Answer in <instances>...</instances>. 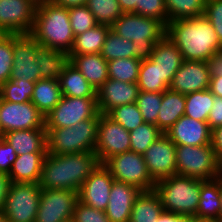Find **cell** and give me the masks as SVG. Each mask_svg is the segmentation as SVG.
I'll use <instances>...</instances> for the list:
<instances>
[{
	"mask_svg": "<svg viewBox=\"0 0 222 222\" xmlns=\"http://www.w3.org/2000/svg\"><path fill=\"white\" fill-rule=\"evenodd\" d=\"M101 164L95 152L45 156L39 185L43 189L79 191L84 181Z\"/></svg>",
	"mask_w": 222,
	"mask_h": 222,
	"instance_id": "1",
	"label": "cell"
},
{
	"mask_svg": "<svg viewBox=\"0 0 222 222\" xmlns=\"http://www.w3.org/2000/svg\"><path fill=\"white\" fill-rule=\"evenodd\" d=\"M166 36L188 61H207L222 49L214 27L204 15L168 22Z\"/></svg>",
	"mask_w": 222,
	"mask_h": 222,
	"instance_id": "2",
	"label": "cell"
},
{
	"mask_svg": "<svg viewBox=\"0 0 222 222\" xmlns=\"http://www.w3.org/2000/svg\"><path fill=\"white\" fill-rule=\"evenodd\" d=\"M30 34L41 46L69 53L75 37L70 26L69 9L50 0L38 4Z\"/></svg>",
	"mask_w": 222,
	"mask_h": 222,
	"instance_id": "3",
	"label": "cell"
},
{
	"mask_svg": "<svg viewBox=\"0 0 222 222\" xmlns=\"http://www.w3.org/2000/svg\"><path fill=\"white\" fill-rule=\"evenodd\" d=\"M111 30L133 41L135 58L141 61L149 59L155 44L166 36V25L163 22L135 13H123L113 23Z\"/></svg>",
	"mask_w": 222,
	"mask_h": 222,
	"instance_id": "4",
	"label": "cell"
},
{
	"mask_svg": "<svg viewBox=\"0 0 222 222\" xmlns=\"http://www.w3.org/2000/svg\"><path fill=\"white\" fill-rule=\"evenodd\" d=\"M154 190L160 196L165 211L182 215H196L201 179L175 174L156 182Z\"/></svg>",
	"mask_w": 222,
	"mask_h": 222,
	"instance_id": "5",
	"label": "cell"
},
{
	"mask_svg": "<svg viewBox=\"0 0 222 222\" xmlns=\"http://www.w3.org/2000/svg\"><path fill=\"white\" fill-rule=\"evenodd\" d=\"M100 118H90L72 127L46 129L47 154L94 152Z\"/></svg>",
	"mask_w": 222,
	"mask_h": 222,
	"instance_id": "6",
	"label": "cell"
},
{
	"mask_svg": "<svg viewBox=\"0 0 222 222\" xmlns=\"http://www.w3.org/2000/svg\"><path fill=\"white\" fill-rule=\"evenodd\" d=\"M176 173L204 181L217 178L219 160L212 144L176 146Z\"/></svg>",
	"mask_w": 222,
	"mask_h": 222,
	"instance_id": "7",
	"label": "cell"
},
{
	"mask_svg": "<svg viewBox=\"0 0 222 222\" xmlns=\"http://www.w3.org/2000/svg\"><path fill=\"white\" fill-rule=\"evenodd\" d=\"M40 197L39 183L11 182L2 212L8 222H35Z\"/></svg>",
	"mask_w": 222,
	"mask_h": 222,
	"instance_id": "8",
	"label": "cell"
},
{
	"mask_svg": "<svg viewBox=\"0 0 222 222\" xmlns=\"http://www.w3.org/2000/svg\"><path fill=\"white\" fill-rule=\"evenodd\" d=\"M103 165L112 177L120 182L136 186L141 191H152L155 182L148 173L142 154L128 151L108 158Z\"/></svg>",
	"mask_w": 222,
	"mask_h": 222,
	"instance_id": "9",
	"label": "cell"
},
{
	"mask_svg": "<svg viewBox=\"0 0 222 222\" xmlns=\"http://www.w3.org/2000/svg\"><path fill=\"white\" fill-rule=\"evenodd\" d=\"M90 118H100L96 98L62 96L60 102L45 117V128L72 127Z\"/></svg>",
	"mask_w": 222,
	"mask_h": 222,
	"instance_id": "10",
	"label": "cell"
},
{
	"mask_svg": "<svg viewBox=\"0 0 222 222\" xmlns=\"http://www.w3.org/2000/svg\"><path fill=\"white\" fill-rule=\"evenodd\" d=\"M78 192L68 189H43L35 222H71Z\"/></svg>",
	"mask_w": 222,
	"mask_h": 222,
	"instance_id": "11",
	"label": "cell"
},
{
	"mask_svg": "<svg viewBox=\"0 0 222 222\" xmlns=\"http://www.w3.org/2000/svg\"><path fill=\"white\" fill-rule=\"evenodd\" d=\"M37 5L33 0H0V34H30Z\"/></svg>",
	"mask_w": 222,
	"mask_h": 222,
	"instance_id": "12",
	"label": "cell"
},
{
	"mask_svg": "<svg viewBox=\"0 0 222 222\" xmlns=\"http://www.w3.org/2000/svg\"><path fill=\"white\" fill-rule=\"evenodd\" d=\"M40 128H45V117L31 101L12 103L0 98V129L3 134Z\"/></svg>",
	"mask_w": 222,
	"mask_h": 222,
	"instance_id": "13",
	"label": "cell"
},
{
	"mask_svg": "<svg viewBox=\"0 0 222 222\" xmlns=\"http://www.w3.org/2000/svg\"><path fill=\"white\" fill-rule=\"evenodd\" d=\"M130 151V132L106 114H100L95 153L103 164L108 158Z\"/></svg>",
	"mask_w": 222,
	"mask_h": 222,
	"instance_id": "14",
	"label": "cell"
},
{
	"mask_svg": "<svg viewBox=\"0 0 222 222\" xmlns=\"http://www.w3.org/2000/svg\"><path fill=\"white\" fill-rule=\"evenodd\" d=\"M40 46L31 34H13L14 63L10 80L37 82L40 78L35 51Z\"/></svg>",
	"mask_w": 222,
	"mask_h": 222,
	"instance_id": "15",
	"label": "cell"
},
{
	"mask_svg": "<svg viewBox=\"0 0 222 222\" xmlns=\"http://www.w3.org/2000/svg\"><path fill=\"white\" fill-rule=\"evenodd\" d=\"M149 175L156 183L176 173V145L162 134L142 154Z\"/></svg>",
	"mask_w": 222,
	"mask_h": 222,
	"instance_id": "16",
	"label": "cell"
},
{
	"mask_svg": "<svg viewBox=\"0 0 222 222\" xmlns=\"http://www.w3.org/2000/svg\"><path fill=\"white\" fill-rule=\"evenodd\" d=\"M114 180L110 171L100 164L80 187L79 201L89 207L105 211Z\"/></svg>",
	"mask_w": 222,
	"mask_h": 222,
	"instance_id": "17",
	"label": "cell"
},
{
	"mask_svg": "<svg viewBox=\"0 0 222 222\" xmlns=\"http://www.w3.org/2000/svg\"><path fill=\"white\" fill-rule=\"evenodd\" d=\"M211 76L206 61L184 60L175 73L169 89L180 94H189L209 89Z\"/></svg>",
	"mask_w": 222,
	"mask_h": 222,
	"instance_id": "18",
	"label": "cell"
},
{
	"mask_svg": "<svg viewBox=\"0 0 222 222\" xmlns=\"http://www.w3.org/2000/svg\"><path fill=\"white\" fill-rule=\"evenodd\" d=\"M139 87L137 83H128L116 79H107L96 91L100 114H107L113 108L136 103Z\"/></svg>",
	"mask_w": 222,
	"mask_h": 222,
	"instance_id": "19",
	"label": "cell"
},
{
	"mask_svg": "<svg viewBox=\"0 0 222 222\" xmlns=\"http://www.w3.org/2000/svg\"><path fill=\"white\" fill-rule=\"evenodd\" d=\"M166 135L176 146H204L212 142V129L207 122L183 115Z\"/></svg>",
	"mask_w": 222,
	"mask_h": 222,
	"instance_id": "20",
	"label": "cell"
},
{
	"mask_svg": "<svg viewBox=\"0 0 222 222\" xmlns=\"http://www.w3.org/2000/svg\"><path fill=\"white\" fill-rule=\"evenodd\" d=\"M141 192L134 185L114 180L105 210L110 222H129L134 202Z\"/></svg>",
	"mask_w": 222,
	"mask_h": 222,
	"instance_id": "21",
	"label": "cell"
},
{
	"mask_svg": "<svg viewBox=\"0 0 222 222\" xmlns=\"http://www.w3.org/2000/svg\"><path fill=\"white\" fill-rule=\"evenodd\" d=\"M150 59L158 63L162 70V81L168 86L184 61L177 46L167 36L155 44Z\"/></svg>",
	"mask_w": 222,
	"mask_h": 222,
	"instance_id": "22",
	"label": "cell"
},
{
	"mask_svg": "<svg viewBox=\"0 0 222 222\" xmlns=\"http://www.w3.org/2000/svg\"><path fill=\"white\" fill-rule=\"evenodd\" d=\"M69 62L78 69L97 91L108 77V62L98 54L69 55Z\"/></svg>",
	"mask_w": 222,
	"mask_h": 222,
	"instance_id": "23",
	"label": "cell"
},
{
	"mask_svg": "<svg viewBox=\"0 0 222 222\" xmlns=\"http://www.w3.org/2000/svg\"><path fill=\"white\" fill-rule=\"evenodd\" d=\"M3 139L14 148L17 155L47 152L46 128L6 132Z\"/></svg>",
	"mask_w": 222,
	"mask_h": 222,
	"instance_id": "24",
	"label": "cell"
},
{
	"mask_svg": "<svg viewBox=\"0 0 222 222\" xmlns=\"http://www.w3.org/2000/svg\"><path fill=\"white\" fill-rule=\"evenodd\" d=\"M47 152L17 155L8 176L15 183H39Z\"/></svg>",
	"mask_w": 222,
	"mask_h": 222,
	"instance_id": "25",
	"label": "cell"
},
{
	"mask_svg": "<svg viewBox=\"0 0 222 222\" xmlns=\"http://www.w3.org/2000/svg\"><path fill=\"white\" fill-rule=\"evenodd\" d=\"M185 95L167 89L163 92L162 104L157 118L158 129L166 132L184 115Z\"/></svg>",
	"mask_w": 222,
	"mask_h": 222,
	"instance_id": "26",
	"label": "cell"
},
{
	"mask_svg": "<svg viewBox=\"0 0 222 222\" xmlns=\"http://www.w3.org/2000/svg\"><path fill=\"white\" fill-rule=\"evenodd\" d=\"M58 81L62 96L96 98L94 88L70 62L64 67Z\"/></svg>",
	"mask_w": 222,
	"mask_h": 222,
	"instance_id": "27",
	"label": "cell"
},
{
	"mask_svg": "<svg viewBox=\"0 0 222 222\" xmlns=\"http://www.w3.org/2000/svg\"><path fill=\"white\" fill-rule=\"evenodd\" d=\"M41 79H59L64 67L69 63V55L66 52L39 46L35 51Z\"/></svg>",
	"mask_w": 222,
	"mask_h": 222,
	"instance_id": "28",
	"label": "cell"
},
{
	"mask_svg": "<svg viewBox=\"0 0 222 222\" xmlns=\"http://www.w3.org/2000/svg\"><path fill=\"white\" fill-rule=\"evenodd\" d=\"M61 98L62 93L57 79H39L35 83L31 102L46 117Z\"/></svg>",
	"mask_w": 222,
	"mask_h": 222,
	"instance_id": "29",
	"label": "cell"
},
{
	"mask_svg": "<svg viewBox=\"0 0 222 222\" xmlns=\"http://www.w3.org/2000/svg\"><path fill=\"white\" fill-rule=\"evenodd\" d=\"M219 179L201 180L199 205L196 219L217 220L221 209Z\"/></svg>",
	"mask_w": 222,
	"mask_h": 222,
	"instance_id": "30",
	"label": "cell"
},
{
	"mask_svg": "<svg viewBox=\"0 0 222 222\" xmlns=\"http://www.w3.org/2000/svg\"><path fill=\"white\" fill-rule=\"evenodd\" d=\"M110 29V26L97 24L94 28L76 35L68 55L100 53Z\"/></svg>",
	"mask_w": 222,
	"mask_h": 222,
	"instance_id": "31",
	"label": "cell"
},
{
	"mask_svg": "<svg viewBox=\"0 0 222 222\" xmlns=\"http://www.w3.org/2000/svg\"><path fill=\"white\" fill-rule=\"evenodd\" d=\"M163 210L155 190L142 191L134 202L129 222H156Z\"/></svg>",
	"mask_w": 222,
	"mask_h": 222,
	"instance_id": "32",
	"label": "cell"
},
{
	"mask_svg": "<svg viewBox=\"0 0 222 222\" xmlns=\"http://www.w3.org/2000/svg\"><path fill=\"white\" fill-rule=\"evenodd\" d=\"M214 100L215 96L209 89L186 94L184 115L197 121L207 122Z\"/></svg>",
	"mask_w": 222,
	"mask_h": 222,
	"instance_id": "33",
	"label": "cell"
},
{
	"mask_svg": "<svg viewBox=\"0 0 222 222\" xmlns=\"http://www.w3.org/2000/svg\"><path fill=\"white\" fill-rule=\"evenodd\" d=\"M137 85L139 91L163 93L169 86L162 81V70L150 58L141 61Z\"/></svg>",
	"mask_w": 222,
	"mask_h": 222,
	"instance_id": "34",
	"label": "cell"
},
{
	"mask_svg": "<svg viewBox=\"0 0 222 222\" xmlns=\"http://www.w3.org/2000/svg\"><path fill=\"white\" fill-rule=\"evenodd\" d=\"M100 54L107 62L120 58H135L133 41L118 36L110 29Z\"/></svg>",
	"mask_w": 222,
	"mask_h": 222,
	"instance_id": "35",
	"label": "cell"
},
{
	"mask_svg": "<svg viewBox=\"0 0 222 222\" xmlns=\"http://www.w3.org/2000/svg\"><path fill=\"white\" fill-rule=\"evenodd\" d=\"M206 0H165L168 22L204 15Z\"/></svg>",
	"mask_w": 222,
	"mask_h": 222,
	"instance_id": "36",
	"label": "cell"
},
{
	"mask_svg": "<svg viewBox=\"0 0 222 222\" xmlns=\"http://www.w3.org/2000/svg\"><path fill=\"white\" fill-rule=\"evenodd\" d=\"M141 60L120 58L108 61V77L122 82L137 83Z\"/></svg>",
	"mask_w": 222,
	"mask_h": 222,
	"instance_id": "37",
	"label": "cell"
},
{
	"mask_svg": "<svg viewBox=\"0 0 222 222\" xmlns=\"http://www.w3.org/2000/svg\"><path fill=\"white\" fill-rule=\"evenodd\" d=\"M86 6L100 25L111 27L123 14L118 0H87Z\"/></svg>",
	"mask_w": 222,
	"mask_h": 222,
	"instance_id": "38",
	"label": "cell"
},
{
	"mask_svg": "<svg viewBox=\"0 0 222 222\" xmlns=\"http://www.w3.org/2000/svg\"><path fill=\"white\" fill-rule=\"evenodd\" d=\"M35 82L8 80L0 85V98L12 103H23L31 101Z\"/></svg>",
	"mask_w": 222,
	"mask_h": 222,
	"instance_id": "39",
	"label": "cell"
},
{
	"mask_svg": "<svg viewBox=\"0 0 222 222\" xmlns=\"http://www.w3.org/2000/svg\"><path fill=\"white\" fill-rule=\"evenodd\" d=\"M162 134L155 124L144 122L130 131V151L143 154Z\"/></svg>",
	"mask_w": 222,
	"mask_h": 222,
	"instance_id": "40",
	"label": "cell"
},
{
	"mask_svg": "<svg viewBox=\"0 0 222 222\" xmlns=\"http://www.w3.org/2000/svg\"><path fill=\"white\" fill-rule=\"evenodd\" d=\"M106 115L129 132L144 123L142 114L136 103L117 106Z\"/></svg>",
	"mask_w": 222,
	"mask_h": 222,
	"instance_id": "41",
	"label": "cell"
},
{
	"mask_svg": "<svg viewBox=\"0 0 222 222\" xmlns=\"http://www.w3.org/2000/svg\"><path fill=\"white\" fill-rule=\"evenodd\" d=\"M163 93L139 91L136 104L146 123L157 126V118L162 104Z\"/></svg>",
	"mask_w": 222,
	"mask_h": 222,
	"instance_id": "42",
	"label": "cell"
},
{
	"mask_svg": "<svg viewBox=\"0 0 222 222\" xmlns=\"http://www.w3.org/2000/svg\"><path fill=\"white\" fill-rule=\"evenodd\" d=\"M13 63V34H0V85L10 79Z\"/></svg>",
	"mask_w": 222,
	"mask_h": 222,
	"instance_id": "43",
	"label": "cell"
},
{
	"mask_svg": "<svg viewBox=\"0 0 222 222\" xmlns=\"http://www.w3.org/2000/svg\"><path fill=\"white\" fill-rule=\"evenodd\" d=\"M69 19L74 36L84 33L97 25L94 15L86 5L69 8Z\"/></svg>",
	"mask_w": 222,
	"mask_h": 222,
	"instance_id": "44",
	"label": "cell"
},
{
	"mask_svg": "<svg viewBox=\"0 0 222 222\" xmlns=\"http://www.w3.org/2000/svg\"><path fill=\"white\" fill-rule=\"evenodd\" d=\"M137 14L168 24L165 0H137Z\"/></svg>",
	"mask_w": 222,
	"mask_h": 222,
	"instance_id": "45",
	"label": "cell"
},
{
	"mask_svg": "<svg viewBox=\"0 0 222 222\" xmlns=\"http://www.w3.org/2000/svg\"><path fill=\"white\" fill-rule=\"evenodd\" d=\"M71 222H110V220L105 211L89 207L78 201Z\"/></svg>",
	"mask_w": 222,
	"mask_h": 222,
	"instance_id": "46",
	"label": "cell"
},
{
	"mask_svg": "<svg viewBox=\"0 0 222 222\" xmlns=\"http://www.w3.org/2000/svg\"><path fill=\"white\" fill-rule=\"evenodd\" d=\"M204 16L214 27L222 46V0L206 1Z\"/></svg>",
	"mask_w": 222,
	"mask_h": 222,
	"instance_id": "47",
	"label": "cell"
},
{
	"mask_svg": "<svg viewBox=\"0 0 222 222\" xmlns=\"http://www.w3.org/2000/svg\"><path fill=\"white\" fill-rule=\"evenodd\" d=\"M16 158L17 153L14 148L3 138L0 139V172L9 174Z\"/></svg>",
	"mask_w": 222,
	"mask_h": 222,
	"instance_id": "48",
	"label": "cell"
},
{
	"mask_svg": "<svg viewBox=\"0 0 222 222\" xmlns=\"http://www.w3.org/2000/svg\"><path fill=\"white\" fill-rule=\"evenodd\" d=\"M207 123L210 128H214L222 125V98L215 96L213 107L210 110Z\"/></svg>",
	"mask_w": 222,
	"mask_h": 222,
	"instance_id": "49",
	"label": "cell"
},
{
	"mask_svg": "<svg viewBox=\"0 0 222 222\" xmlns=\"http://www.w3.org/2000/svg\"><path fill=\"white\" fill-rule=\"evenodd\" d=\"M206 64L211 77H222V49L216 51Z\"/></svg>",
	"mask_w": 222,
	"mask_h": 222,
	"instance_id": "50",
	"label": "cell"
},
{
	"mask_svg": "<svg viewBox=\"0 0 222 222\" xmlns=\"http://www.w3.org/2000/svg\"><path fill=\"white\" fill-rule=\"evenodd\" d=\"M196 217L163 210L156 222H195Z\"/></svg>",
	"mask_w": 222,
	"mask_h": 222,
	"instance_id": "51",
	"label": "cell"
},
{
	"mask_svg": "<svg viewBox=\"0 0 222 222\" xmlns=\"http://www.w3.org/2000/svg\"><path fill=\"white\" fill-rule=\"evenodd\" d=\"M10 185L11 179L8 174L0 172V212L3 210Z\"/></svg>",
	"mask_w": 222,
	"mask_h": 222,
	"instance_id": "52",
	"label": "cell"
},
{
	"mask_svg": "<svg viewBox=\"0 0 222 222\" xmlns=\"http://www.w3.org/2000/svg\"><path fill=\"white\" fill-rule=\"evenodd\" d=\"M218 160L222 158V125L212 130V142Z\"/></svg>",
	"mask_w": 222,
	"mask_h": 222,
	"instance_id": "53",
	"label": "cell"
},
{
	"mask_svg": "<svg viewBox=\"0 0 222 222\" xmlns=\"http://www.w3.org/2000/svg\"><path fill=\"white\" fill-rule=\"evenodd\" d=\"M209 90L214 96L222 98V77H211Z\"/></svg>",
	"mask_w": 222,
	"mask_h": 222,
	"instance_id": "54",
	"label": "cell"
},
{
	"mask_svg": "<svg viewBox=\"0 0 222 222\" xmlns=\"http://www.w3.org/2000/svg\"><path fill=\"white\" fill-rule=\"evenodd\" d=\"M123 13L137 14V0H118Z\"/></svg>",
	"mask_w": 222,
	"mask_h": 222,
	"instance_id": "55",
	"label": "cell"
},
{
	"mask_svg": "<svg viewBox=\"0 0 222 222\" xmlns=\"http://www.w3.org/2000/svg\"><path fill=\"white\" fill-rule=\"evenodd\" d=\"M58 6L65 7L67 9L77 6L86 5L87 0H50Z\"/></svg>",
	"mask_w": 222,
	"mask_h": 222,
	"instance_id": "56",
	"label": "cell"
},
{
	"mask_svg": "<svg viewBox=\"0 0 222 222\" xmlns=\"http://www.w3.org/2000/svg\"><path fill=\"white\" fill-rule=\"evenodd\" d=\"M219 190H220V205H221V209L219 212V217L217 220H222V180H219Z\"/></svg>",
	"mask_w": 222,
	"mask_h": 222,
	"instance_id": "57",
	"label": "cell"
},
{
	"mask_svg": "<svg viewBox=\"0 0 222 222\" xmlns=\"http://www.w3.org/2000/svg\"><path fill=\"white\" fill-rule=\"evenodd\" d=\"M217 179L222 180V158L219 159Z\"/></svg>",
	"mask_w": 222,
	"mask_h": 222,
	"instance_id": "58",
	"label": "cell"
},
{
	"mask_svg": "<svg viewBox=\"0 0 222 222\" xmlns=\"http://www.w3.org/2000/svg\"><path fill=\"white\" fill-rule=\"evenodd\" d=\"M0 222H8V220L6 219V216L3 214V212H0Z\"/></svg>",
	"mask_w": 222,
	"mask_h": 222,
	"instance_id": "59",
	"label": "cell"
},
{
	"mask_svg": "<svg viewBox=\"0 0 222 222\" xmlns=\"http://www.w3.org/2000/svg\"><path fill=\"white\" fill-rule=\"evenodd\" d=\"M195 222H216V220L196 219Z\"/></svg>",
	"mask_w": 222,
	"mask_h": 222,
	"instance_id": "60",
	"label": "cell"
},
{
	"mask_svg": "<svg viewBox=\"0 0 222 222\" xmlns=\"http://www.w3.org/2000/svg\"><path fill=\"white\" fill-rule=\"evenodd\" d=\"M36 4H40V3H44L47 2L49 0H33Z\"/></svg>",
	"mask_w": 222,
	"mask_h": 222,
	"instance_id": "61",
	"label": "cell"
},
{
	"mask_svg": "<svg viewBox=\"0 0 222 222\" xmlns=\"http://www.w3.org/2000/svg\"><path fill=\"white\" fill-rule=\"evenodd\" d=\"M2 138H3V133H2V131L0 129V139H2Z\"/></svg>",
	"mask_w": 222,
	"mask_h": 222,
	"instance_id": "62",
	"label": "cell"
}]
</instances>
